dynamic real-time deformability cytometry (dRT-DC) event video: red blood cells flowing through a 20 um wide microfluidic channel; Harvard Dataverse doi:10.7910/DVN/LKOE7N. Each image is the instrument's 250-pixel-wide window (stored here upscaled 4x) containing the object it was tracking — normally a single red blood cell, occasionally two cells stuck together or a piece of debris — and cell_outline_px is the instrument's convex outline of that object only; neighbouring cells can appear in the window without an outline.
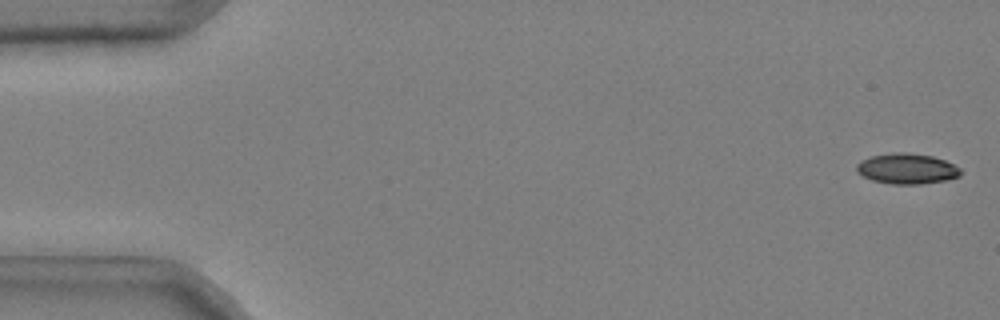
{"species": "common noctule bat (a hibernating species)", "species_latin": "Nyctalus noctula", "temperature_condition": "cold", "stored_images_in_passage": 51, "camera_frame_rate_fps": 3000, "um_per_image_px": 0.085, "animal": {"sex": "male", "body_mass_g": 20.4}, "frame": {"image": 1, "passage_image": 2, "time_ms": 0.333, "image_size_px": [1000, 320], "cell_outline_px": [[964, 172], [960, 176], [944, 180], [920, 184], [892, 184], [872, 180], [856, 172], [856, 164], [860, 160], [872, 156], [892, 152], [904, 152], [932, 156], [944, 160], [960, 168]], "centroid_in_image_um": [77.07, 14.33], "position_along_channel_um": 7.9, "area_um2": 18.5}}
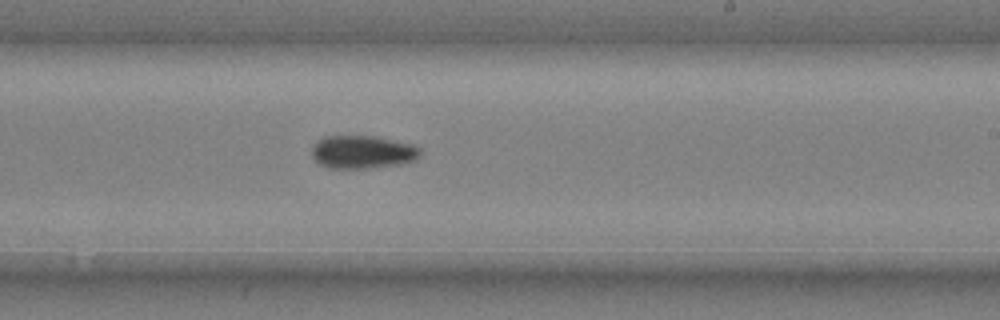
{"frame": {"image": 2, "passage_image": 33, "time_ms": 10.667, "image_size_px": [1000, 320], "cell_outline_px": [[420, 156], [416, 160], [404, 164], [372, 168], [328, 168], [320, 164], [312, 156], [312, 144], [316, 140], [324, 136], [376, 136], [412, 144], [420, 148]], "centroid_in_image_um": [30.82, 12.92], "position_along_channel_um": 258.2, "area_um2": 21.21}}
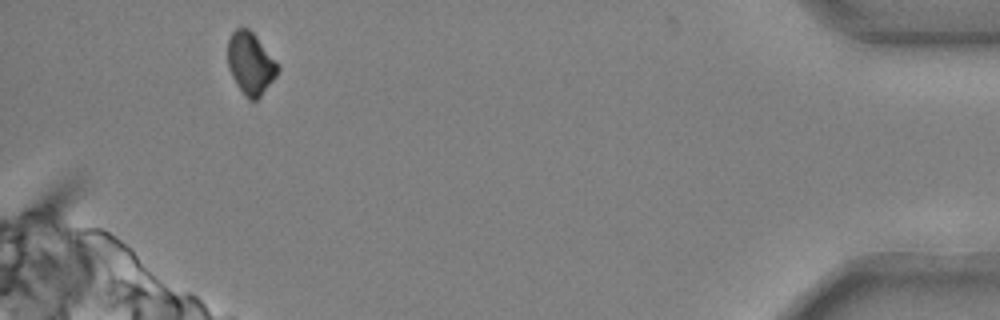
{"frame": {"image": 3, "passage_image": 50, "time_ms": 16.333, "image_size_px": [1000, 320], "cell_outline_px": [[280, 68], [276, 76], [260, 96], [256, 100], [248, 100], [244, 96], [236, 84], [228, 68], [228, 40], [232, 32], [236, 28], [248, 28], [256, 36]], "centroid_in_image_um": [21.27, 5.4], "position_along_channel_um": 413.9, "area_um2": 17.86}}